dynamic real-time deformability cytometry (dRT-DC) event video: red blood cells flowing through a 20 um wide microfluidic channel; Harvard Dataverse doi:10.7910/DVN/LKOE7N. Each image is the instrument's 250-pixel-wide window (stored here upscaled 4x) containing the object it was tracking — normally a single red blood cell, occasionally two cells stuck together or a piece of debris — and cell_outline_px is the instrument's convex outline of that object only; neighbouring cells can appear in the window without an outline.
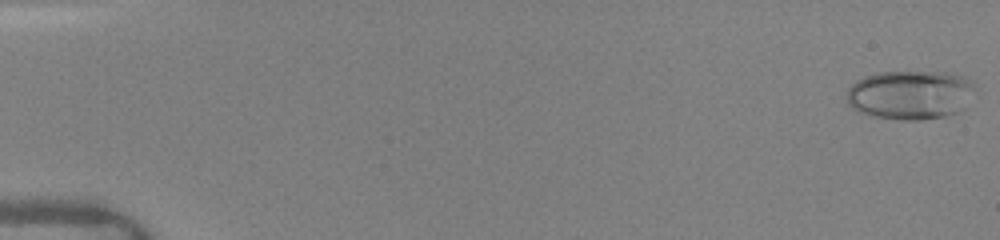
{"species": "human", "species_latin": "Homo sapiens", "temperature_condition": "warm", "stored_images_in_passage": 30, "camera_frame_rate_fps": 3000, "um_per_image_px": 0.085, "donor": {"sex": "female"}, "frame": {"image": 1, "passage_image": 1, "time_ms": 0.0, "image_size_px": [1000, 240], "cell_outline_px": [[976, 88], [964, 108], [960, 112], [944, 116], [920, 120], [900, 120], [876, 116], [860, 112], [852, 108], [848, 104], [848, 88], [856, 80], [864, 76], [876, 72], [948, 72], [964, 76], [972, 80]], "centroid_in_image_um": [77.41, 8.05], "position_along_channel_um": 7.6, "area_um2": 36.99}}
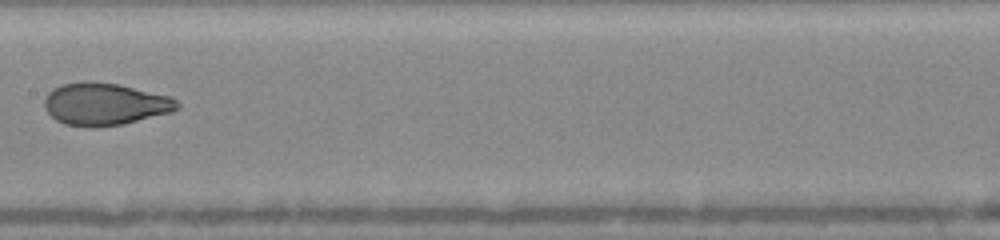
{"frame": {"image": 2, "passage_image": 13, "time_ms": 8.667, "image_size_px": [1000, 240], "cell_outline_px": [[180, 108], [172, 112], [124, 124], [96, 128], [88, 128], [64, 124], [56, 120], [48, 112], [44, 104], [44, 100], [48, 92], [64, 84], [84, 80], [88, 80], [120, 84], [172, 96], [180, 104]], "centroid_in_image_um": [8.95, 8.85], "position_along_channel_um": 198.4, "area_um2": 33.23}}
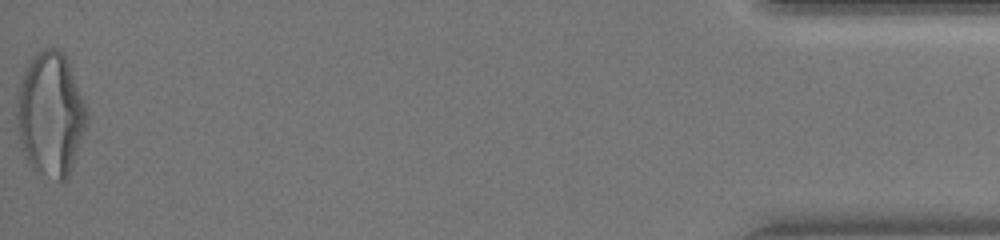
{"frame": {"image": 3, "passage_image": 30, "time_ms": 16.333, "image_size_px": [1000, 240], "cell_outline_px": [[88, 124], [68, 176], [64, 180], [56, 180], [36, 168], [28, 160], [20, 148], [16, 116], [16, 112], [20, 88], [24, 72], [32, 56], [44, 48], [56, 48], [68, 60], [88, 112]], "centroid_in_image_um": [4.31, 9.69], "position_along_channel_um": 430.9, "area_um2": 49.88}, "authors_computed_cell_mechanics": {"area_um2": 33.3506, "velocity_mm_per_s": 4.1368, "shape_relaxation_time_tau1_ms": 3.9603, "shape_relaxation_time_tau2_ms": 0.5505, "deformation_change_tau1": 0.174, "deformation_change_tau2": 0.0493}}